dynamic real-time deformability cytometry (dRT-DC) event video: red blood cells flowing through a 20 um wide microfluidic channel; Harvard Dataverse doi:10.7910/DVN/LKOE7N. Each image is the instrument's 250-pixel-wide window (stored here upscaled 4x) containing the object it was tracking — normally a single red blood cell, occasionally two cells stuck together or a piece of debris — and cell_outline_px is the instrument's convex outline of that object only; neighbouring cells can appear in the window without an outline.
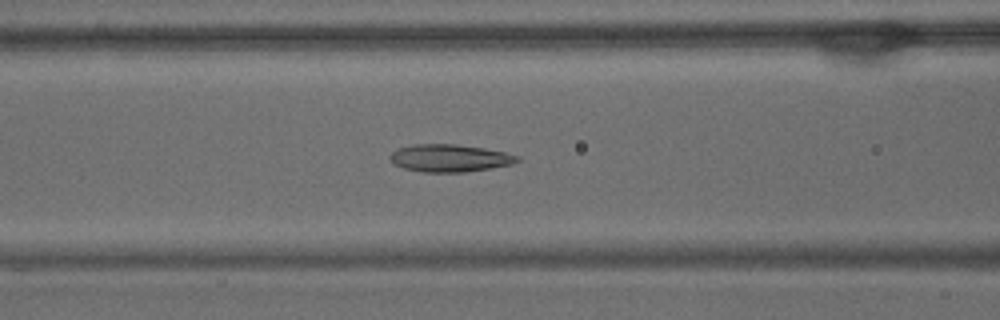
{"species": "common noctule bat (a hibernating species)", "species_latin": "Nyctalus noctula", "temperature_condition": "warm", "stored_images_in_passage": 55, "camera_frame_rate_fps": 3000, "um_per_image_px": 0.085, "animal": {"sex": "male", "body_mass_g": 15.6}, "frame": {"image": 1, "passage_image": 22, "time_ms": 7.0, "image_size_px": [1000, 320], "cell_outline_px": [[520, 160], [512, 164], [464, 172], [424, 172], [404, 168], [392, 164], [388, 156], [392, 152], [400, 148], [412, 144], [456, 144], [484, 148], [504, 152], [520, 156]], "centroid_in_image_um": [38.2, 13.43], "position_along_channel_um": 128.4, "area_um2": 20.35}}
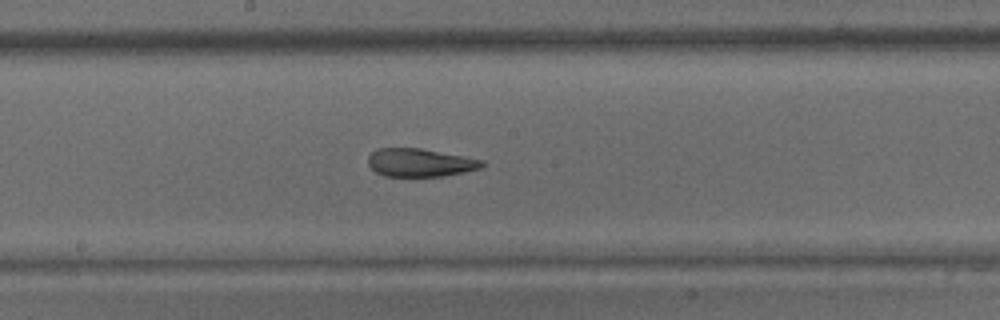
{"frame": {"image": 2, "passage_image": 29, "time_ms": 9.333, "image_size_px": [1000, 320], "cell_outline_px": [[484, 164], [480, 168], [464, 172], [444, 176], [384, 176], [376, 172], [368, 164], [368, 156], [376, 148], [420, 148], [464, 156], [484, 160]], "centroid_in_image_um": [35.69, 13.82], "position_along_channel_um": 212.5, "area_um2": 18.67}}
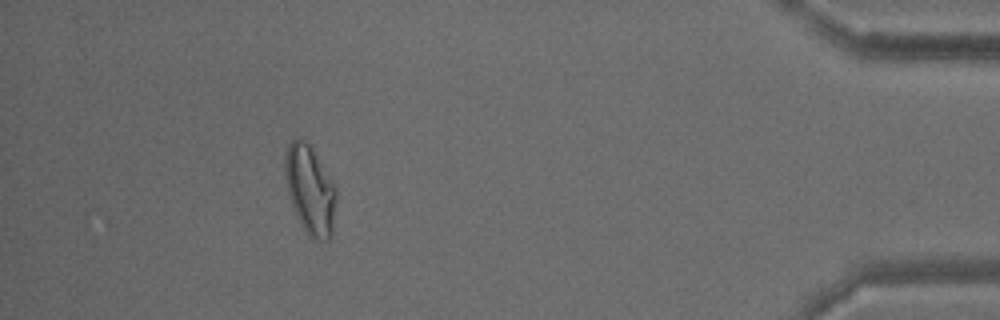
{"frame": {"image": 3, "passage_image": 50, "time_ms": 16.333, "image_size_px": [1000, 320], "cell_outline_px": [[336, 200], [332, 236], [328, 240], [320, 240], [308, 236], [300, 224], [296, 216], [288, 192], [284, 176], [284, 152], [288, 144], [292, 140], [300, 136], [312, 144], [336, 184]], "centroid_in_image_um": [26.36, 16.06], "position_along_channel_um": 408.8, "area_um2": 27.51}, "authors_computed_cell_mechanics": {"area_um2": 22.831, "velocity_mm_per_s": 3.6128, "shape_relaxation_time_tau1_ms": null, "shape_relaxation_time_tau2_ms": 2.1356, "deformation_change_tau1": null, "deformation_change_tau2": 0.1025}}